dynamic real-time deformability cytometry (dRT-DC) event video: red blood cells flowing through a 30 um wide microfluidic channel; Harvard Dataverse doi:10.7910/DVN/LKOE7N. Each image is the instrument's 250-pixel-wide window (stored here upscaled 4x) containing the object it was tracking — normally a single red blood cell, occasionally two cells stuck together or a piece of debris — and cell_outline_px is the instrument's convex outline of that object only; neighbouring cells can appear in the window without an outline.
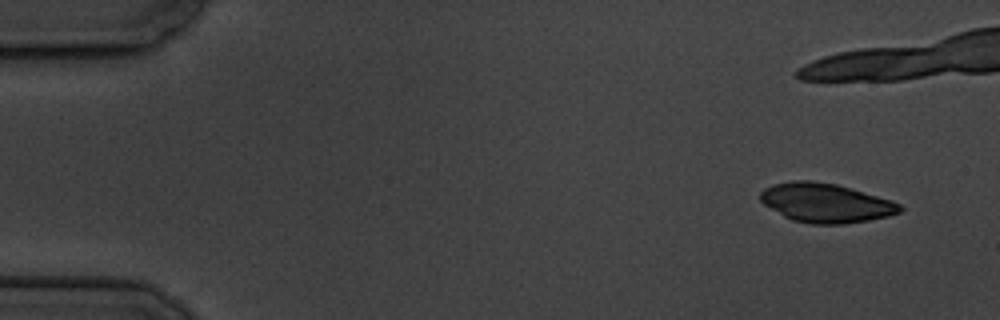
{"species": "common noctule bat (a hibernating species)", "species_latin": "Nyctalus noctula", "temperature_condition": "cold", "stored_images_in_passage": 7, "camera_frame_rate_fps": 3000, "um_per_image_px": 0.085, "animal": {"sex": "male", "body_mass_g": 19.5, "forearm_length_mm": 54.6}, "frame": {"image": 1, "passage_image": 1, "time_ms": 0.0, "image_size_px": [1000, 320], "cell_outline_px": [[904, 208], [900, 212], [888, 216], [868, 220], [844, 224], [812, 224], [792, 220], [784, 216], [764, 204], [760, 200], [760, 192], [764, 188], [772, 184], [792, 180], [812, 180], [836, 184], [852, 188], [892, 200], [900, 204]], "centroid_in_image_um": [70.19, 17.23], "position_along_channel_um": 14.8, "area_um2": 31.96}}